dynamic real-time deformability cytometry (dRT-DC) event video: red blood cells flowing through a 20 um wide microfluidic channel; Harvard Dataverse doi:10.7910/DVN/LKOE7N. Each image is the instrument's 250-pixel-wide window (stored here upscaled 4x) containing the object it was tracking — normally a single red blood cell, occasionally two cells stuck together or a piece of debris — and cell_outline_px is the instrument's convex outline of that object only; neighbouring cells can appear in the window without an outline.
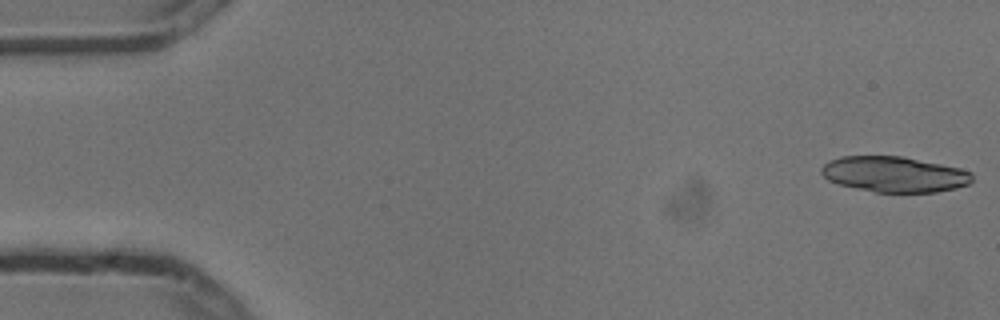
{"species": "common noctule bat (a hibernating species)", "species_latin": "Nyctalus noctula", "temperature_condition": "cold", "stored_images_in_passage": 7, "camera_frame_rate_fps": 3000, "um_per_image_px": 0.085, "animal": {"sex": "male", "body_mass_g": 13.3}, "frame": {"image": 1, "passage_image": 1, "time_ms": 0.0, "image_size_px": [1000, 320], "cell_outline_px": [[972, 180], [968, 184], [956, 188], [936, 192], [876, 192], [856, 188], [840, 184], [828, 180], [820, 172], [820, 168], [828, 160], [840, 156], [900, 156], [960, 168], [972, 172]], "centroid_in_image_um": [75.99, 14.81], "position_along_channel_um": 9.0, "area_um2": 31.21}}
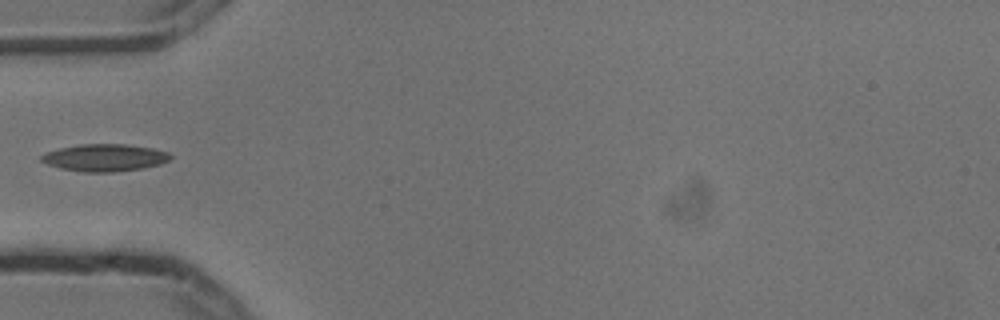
{"frame": {"image": 2, "passage_image": 6, "time_ms": 1.667, "image_size_px": [1000, 320], "cell_outline_px": [[172, 156], [168, 160], [160, 164], [144, 168], [112, 172], [84, 172], [60, 168], [48, 164], [40, 160], [40, 156], [48, 152], [60, 148], [80, 144], [124, 144], [152, 148], [168, 152]], "centroid_in_image_um": [8.91, 13.4], "position_along_channel_um": 76.1, "area_um2": 20.35}}
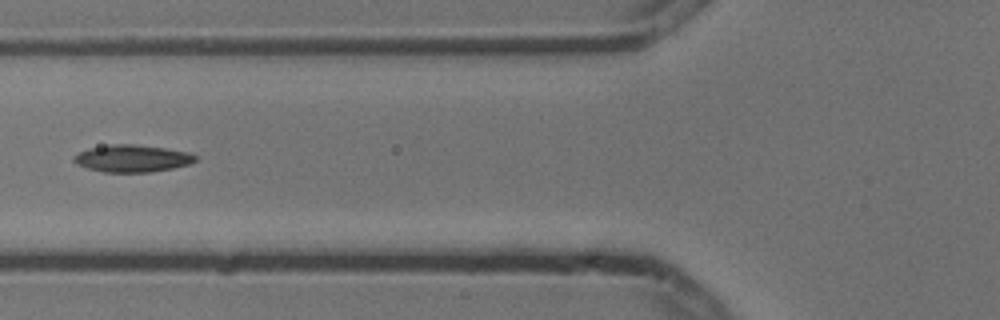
{"frame": {"image": 3, "passage_image": 7, "time_ms": 2.0, "image_size_px": [1000, 320], "cell_outline_px": [[196, 160], [188, 164], [172, 168], [152, 172], [104, 172], [88, 168], [76, 164], [72, 160], [72, 156], [88, 148], [112, 144], [132, 144], [164, 148], [192, 152], [196, 156]], "centroid_in_image_um": [11.22, 13.46], "position_along_channel_um": 114.6, "area_um2": 19.25}}